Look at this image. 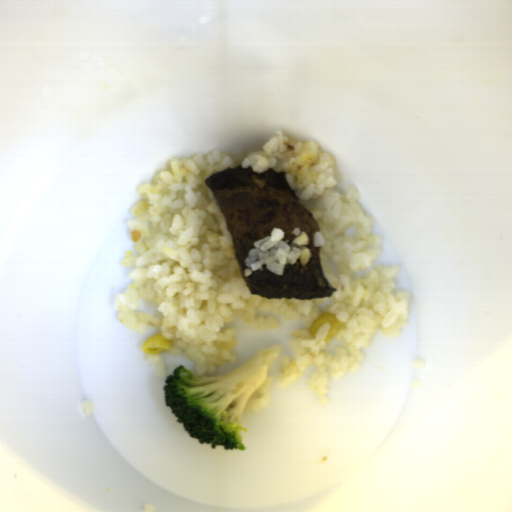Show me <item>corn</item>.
<instances>
[{
    "mask_svg": "<svg viewBox=\"0 0 512 512\" xmlns=\"http://www.w3.org/2000/svg\"><path fill=\"white\" fill-rule=\"evenodd\" d=\"M330 323V329L328 334L324 340V342L329 343L331 338L342 328V324L337 320L336 315L332 313H323L317 316L314 322L309 327V334L316 338L319 329L325 324Z\"/></svg>",
    "mask_w": 512,
    "mask_h": 512,
    "instance_id": "1",
    "label": "corn"
},
{
    "mask_svg": "<svg viewBox=\"0 0 512 512\" xmlns=\"http://www.w3.org/2000/svg\"><path fill=\"white\" fill-rule=\"evenodd\" d=\"M171 347V340L162 336V334L154 335L145 342L142 349L145 354L158 355L162 351H168Z\"/></svg>",
    "mask_w": 512,
    "mask_h": 512,
    "instance_id": "2",
    "label": "corn"
},
{
    "mask_svg": "<svg viewBox=\"0 0 512 512\" xmlns=\"http://www.w3.org/2000/svg\"><path fill=\"white\" fill-rule=\"evenodd\" d=\"M236 343H237L236 338H234L232 336L229 341L224 342L223 344H221L220 348H225V349L229 350V352H230V351H232L234 349V347L236 346Z\"/></svg>",
    "mask_w": 512,
    "mask_h": 512,
    "instance_id": "3",
    "label": "corn"
}]
</instances>
